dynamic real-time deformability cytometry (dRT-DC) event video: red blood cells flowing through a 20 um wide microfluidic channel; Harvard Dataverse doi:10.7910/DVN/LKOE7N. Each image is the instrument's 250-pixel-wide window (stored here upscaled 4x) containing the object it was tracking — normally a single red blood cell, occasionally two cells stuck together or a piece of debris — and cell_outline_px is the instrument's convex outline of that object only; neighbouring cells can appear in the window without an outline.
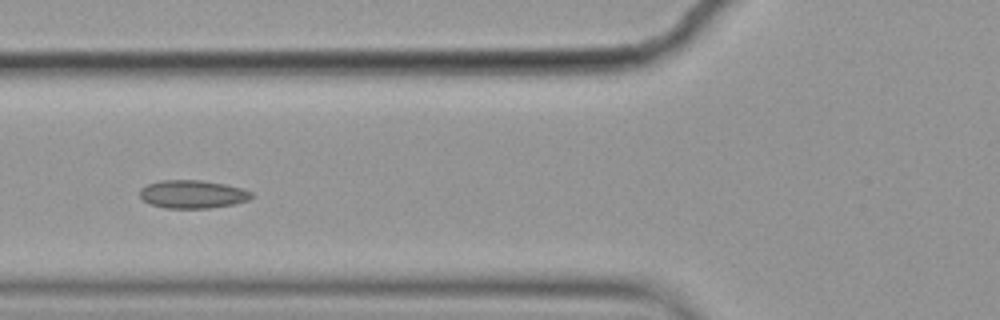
{"species": "common noctule bat (a hibernating species)", "species_latin": "Nyctalus noctula", "temperature_condition": "cold", "stored_images_in_passage": 5, "camera_frame_rate_fps": 3000, "um_per_image_px": 0.085, "animal": {"sex": "female", "body_mass_g": 19.9}, "frame": {"image": 1, "passage_image": 5, "time_ms": 1.333, "image_size_px": [1000, 320], "cell_outline_px": [[252, 196], [248, 200], [232, 204], [208, 208], [164, 208], [148, 204], [140, 196], [140, 188], [148, 184], [160, 180], [200, 180], [224, 184], [240, 188], [252, 192]], "centroid_in_image_um": [16.32, 16.51], "position_along_channel_um": 109.5, "area_um2": 18.21}}